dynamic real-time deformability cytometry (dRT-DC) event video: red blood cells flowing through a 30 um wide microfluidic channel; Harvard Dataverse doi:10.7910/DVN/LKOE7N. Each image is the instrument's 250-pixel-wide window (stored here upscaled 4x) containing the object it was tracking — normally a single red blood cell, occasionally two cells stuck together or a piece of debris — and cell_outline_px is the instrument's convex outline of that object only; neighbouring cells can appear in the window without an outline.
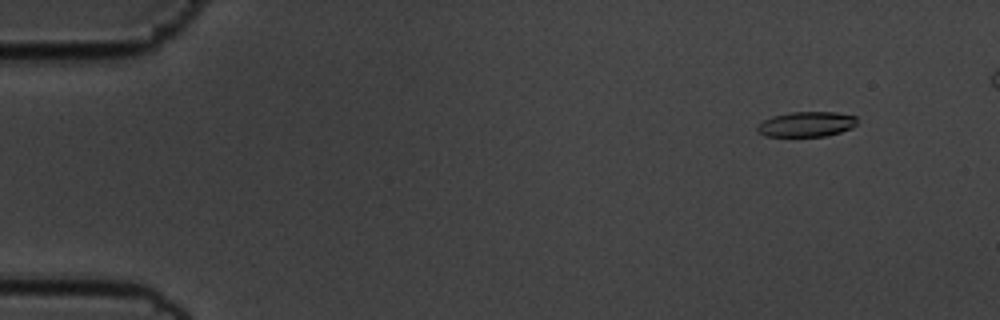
{"species": "common noctule bat (a hibernating species)", "species_latin": "Nyctalus noctula", "temperature_condition": "cold", "stored_images_in_passage": 51, "camera_frame_rate_fps": 3000, "um_per_image_px": 0.085, "animal": {"sex": "male", "body_mass_g": 19.5, "forearm_length_mm": 54.6}, "frame": {"image": 1, "passage_image": 3, "time_ms": 0.667, "image_size_px": [1000, 320], "cell_outline_px": [[856, 124], [852, 128], [840, 132], [824, 136], [764, 136], [756, 132], [756, 124], [772, 116], [788, 112], [832, 112], [856, 116]], "centroid_in_image_um": [68.49, 10.56], "position_along_channel_um": 16.5, "area_um2": 14.68}}
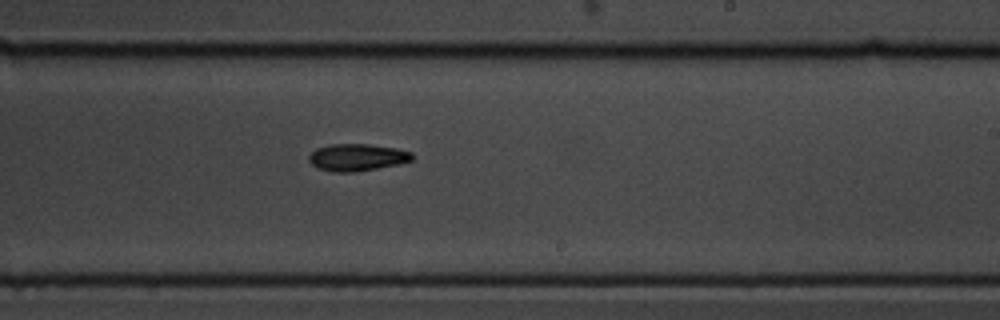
{"frame": {"image": 2, "passage_image": 32, "time_ms": 10.333, "image_size_px": [1000, 320], "cell_outline_px": [[412, 160], [396, 164], [356, 172], [332, 172], [316, 168], [308, 160], [308, 156], [316, 148], [332, 144], [368, 144], [396, 148], [412, 152]], "centroid_in_image_um": [30.3, 13.37], "position_along_channel_um": 258.7, "area_um2": 16.24}}
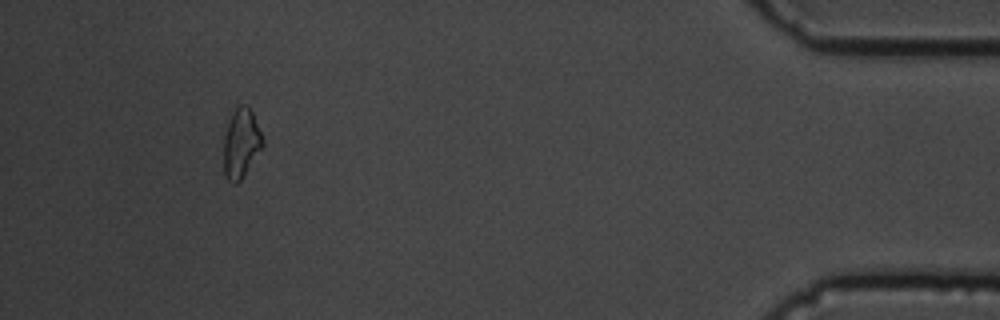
{"frame": {"image": 3, "passage_image": 50, "time_ms": 16.333, "image_size_px": [1000, 320], "cell_outline_px": [[264, 144], [244, 176], [236, 184], [232, 184], [224, 176], [224, 136], [232, 112], [240, 104], [244, 104], [252, 112], [264, 140]], "centroid_in_image_um": [20.49, 12.21], "position_along_channel_um": 414.7, "area_um2": 15.66}}